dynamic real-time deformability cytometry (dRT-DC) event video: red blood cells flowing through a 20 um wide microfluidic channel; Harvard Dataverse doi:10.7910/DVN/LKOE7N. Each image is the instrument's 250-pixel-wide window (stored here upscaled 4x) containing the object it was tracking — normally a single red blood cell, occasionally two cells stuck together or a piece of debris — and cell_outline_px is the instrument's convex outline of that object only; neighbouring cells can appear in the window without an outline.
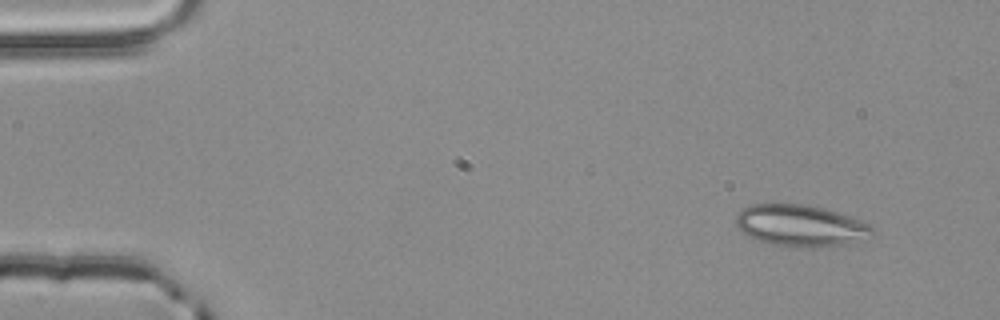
{"species": "common noctule bat (a hibernating species)", "species_latin": "Nyctalus noctula", "temperature_condition": "room temperature", "stored_images_in_passage": 3, "camera_frame_rate_fps": 3000, "um_per_image_px": 0.085, "animal": {"sex": "male", "body_mass_g": 20.4}, "frame": {"image": 1, "passage_image": 1, "time_ms": 0.0, "image_size_px": [1000, 320], "cell_outline_px": [[876, 232], [868, 240], [848, 244], [820, 248], [800, 248], [768, 244], [748, 236], [736, 224], [736, 216], [744, 208], [752, 204], [804, 204], [824, 208], [848, 216], [868, 224]], "centroid_in_image_um": [68.11, 19.21], "position_along_channel_um": 16.9, "area_um2": 33.41}}